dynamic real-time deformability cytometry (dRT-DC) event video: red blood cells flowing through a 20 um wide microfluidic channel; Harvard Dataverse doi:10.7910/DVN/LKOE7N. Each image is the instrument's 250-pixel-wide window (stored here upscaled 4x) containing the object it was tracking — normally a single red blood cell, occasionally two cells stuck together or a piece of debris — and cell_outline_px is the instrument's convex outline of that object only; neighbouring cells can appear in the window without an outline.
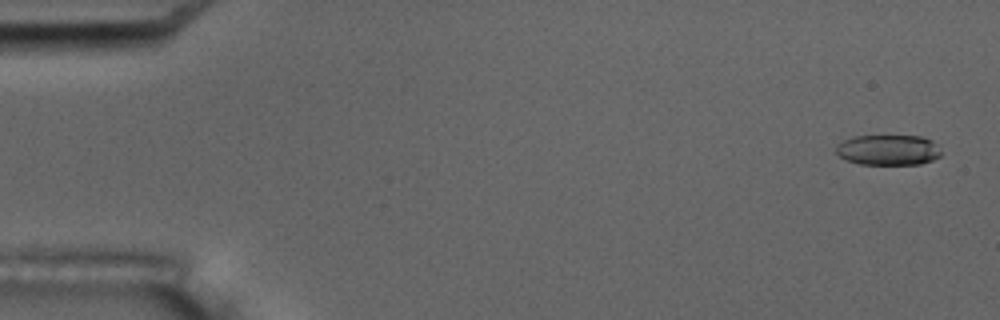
{"species": "common noctule bat (a hibernating species)", "species_latin": "Nyctalus noctula", "temperature_condition": "room temperature", "stored_images_in_passage": 4, "camera_frame_rate_fps": 3000, "um_per_image_px": 0.085, "animal": {"sex": "male", "body_mass_g": 17.5, "forearm_length_mm": 52.3}, "frame": {"image": 1, "passage_image": 1, "time_ms": 0.0, "image_size_px": [1000, 320], "cell_outline_px": [[940, 156], [932, 160], [920, 164], [860, 164], [844, 160], [836, 152], [836, 144], [852, 136], [924, 136], [940, 144]], "centroid_in_image_um": [75.51, 12.74], "position_along_channel_um": 9.5, "area_um2": 18.9}}
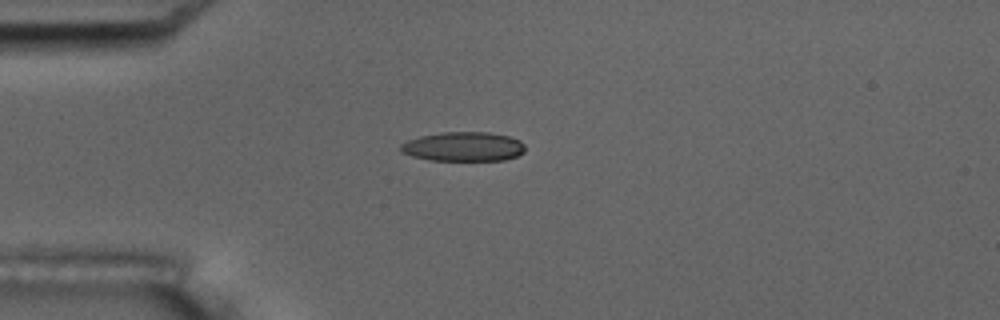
{"frame": {"image": 2, "passage_image": 4, "time_ms": 4.333, "image_size_px": [1000, 320], "cell_outline_px": [[524, 152], [516, 156], [504, 160], [428, 160], [412, 156], [400, 152], [400, 144], [408, 140], [420, 136], [444, 132], [488, 132], [508, 136], [520, 140], [524, 144]], "centroid_in_image_um": [39.37, 12.46], "position_along_channel_um": 45.6, "area_um2": 21.27}}